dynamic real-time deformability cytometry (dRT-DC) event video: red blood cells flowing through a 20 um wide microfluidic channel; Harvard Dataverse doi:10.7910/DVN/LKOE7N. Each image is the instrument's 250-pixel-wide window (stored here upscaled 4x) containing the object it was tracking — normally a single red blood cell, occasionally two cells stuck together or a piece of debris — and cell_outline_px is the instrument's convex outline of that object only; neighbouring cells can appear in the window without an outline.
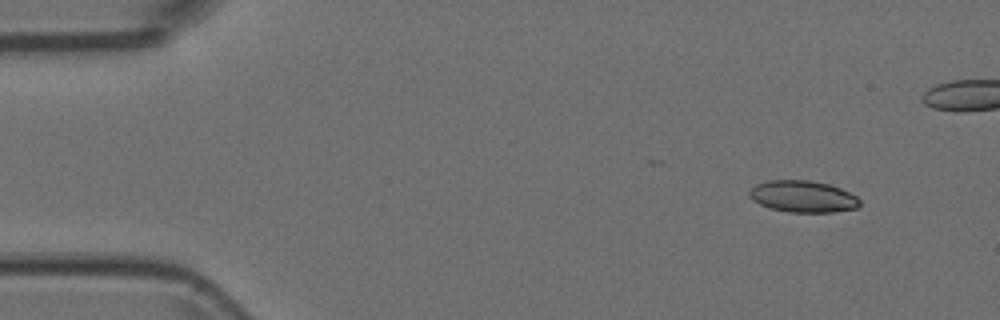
{"species": "Egyptian fruit bat (a non-hibernating species)", "species_latin": "Rousettus aegyptiacus", "temperature_condition": "room temperature", "stored_images_in_passage": 5, "camera_frame_rate_fps": 3000, "um_per_image_px": 0.085, "animal": {"sex": "female"}, "frame": {"image": 1, "passage_image": 1, "time_ms": 0.0, "image_size_px": [1000, 320], "cell_outline_px": [[860, 204], [856, 208], [832, 212], [788, 212], [768, 208], [752, 200], [748, 196], [748, 192], [756, 184], [768, 180], [808, 180], [828, 184], [840, 188], [856, 196], [860, 200]], "centroid_in_image_um": [68.21, 16.7], "position_along_channel_um": 16.8, "area_um2": 20.4}}